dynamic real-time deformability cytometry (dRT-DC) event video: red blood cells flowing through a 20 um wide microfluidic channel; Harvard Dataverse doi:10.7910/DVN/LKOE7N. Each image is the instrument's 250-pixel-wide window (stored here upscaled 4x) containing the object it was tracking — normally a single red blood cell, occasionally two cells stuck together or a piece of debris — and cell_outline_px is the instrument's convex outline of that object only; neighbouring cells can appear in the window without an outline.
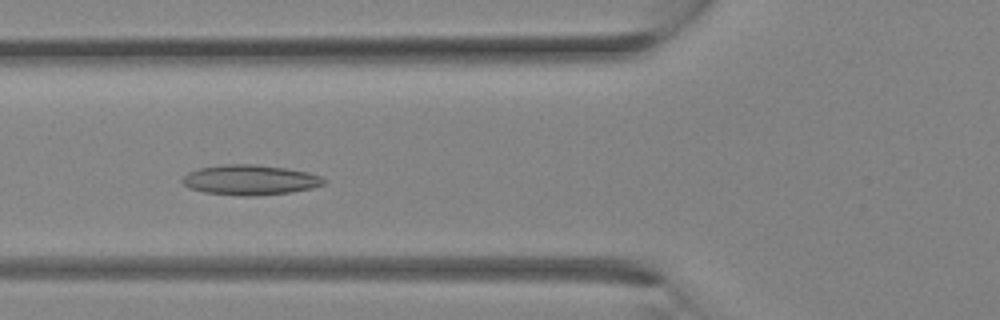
{"species": "Egyptian fruit bat (a non-hibernating species)", "species_latin": "Rousettus aegyptiacus", "temperature_condition": "room temperature", "stored_images_in_passage": 32, "camera_frame_rate_fps": 3000, "um_per_image_px": 0.085, "animal": {"sex": "female"}, "frame": {"image": 1, "passage_image": 12, "time_ms": 3.667, "image_size_px": [1000, 320], "cell_outline_px": [[328, 180], [324, 184], [312, 188], [292, 192], [248, 196], [240, 196], [204, 192], [188, 188], [180, 180], [188, 172], [200, 168], [224, 164], [256, 164], [284, 168], [308, 172], [320, 176]], "centroid_in_image_um": [21.25, 15.29], "position_along_channel_um": 104.5, "area_um2": 24.85}}
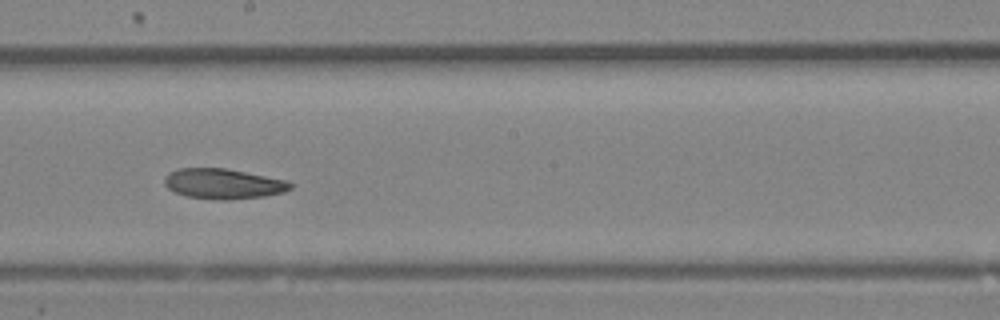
{"frame": {"image": 2, "passage_image": 18, "time_ms": 5.667, "image_size_px": [1000, 320], "cell_outline_px": [[292, 188], [284, 192], [264, 196], [228, 200], [216, 200], [188, 196], [176, 192], [168, 188], [164, 184], [164, 176], [168, 172], [176, 168], [224, 168], [288, 180], [292, 184]], "centroid_in_image_um": [18.96, 15.61], "position_along_channel_um": 229.2, "area_um2": 22.25}}
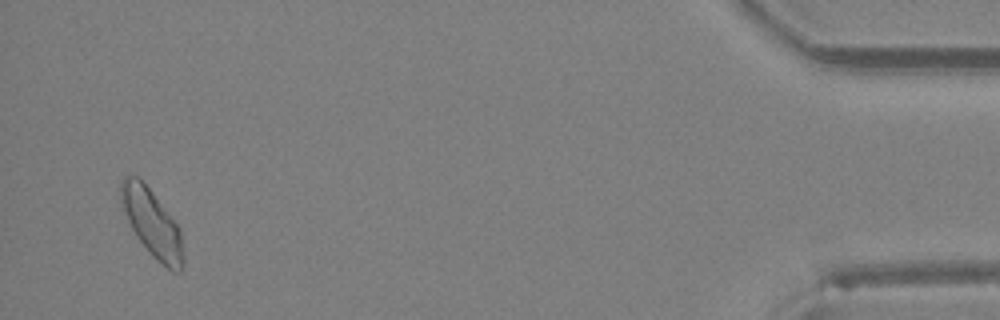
{"frame": {"image": 3, "passage_image": 31, "time_ms": 10.0, "image_size_px": [1000, 320], "cell_outline_px": [[184, 264], [180, 272], [172, 272], [156, 260], [152, 256], [136, 236], [120, 208], [120, 184], [124, 176], [136, 176], [152, 192], [180, 228], [184, 256]], "centroid_in_image_um": [12.91, 19.01], "position_along_channel_um": 422.3, "area_um2": 24.57}}